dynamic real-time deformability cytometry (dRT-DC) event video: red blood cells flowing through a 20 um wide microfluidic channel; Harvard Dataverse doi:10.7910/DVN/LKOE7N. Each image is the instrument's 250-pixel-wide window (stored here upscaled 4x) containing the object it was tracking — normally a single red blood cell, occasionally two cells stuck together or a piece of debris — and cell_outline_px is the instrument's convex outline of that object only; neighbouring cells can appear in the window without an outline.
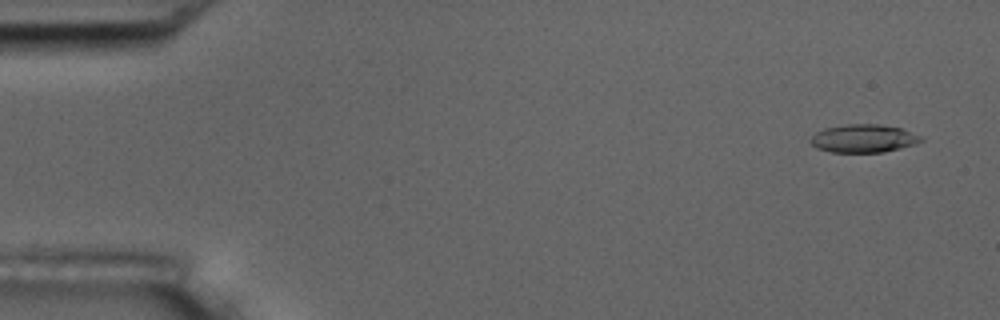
{"species": "common noctule bat (a hibernating species)", "species_latin": "Nyctalus noctula", "temperature_condition": "room temperature", "stored_images_in_passage": 8, "camera_frame_rate_fps": 3000, "um_per_image_px": 0.085, "animal": {"sex": "male", "body_mass_g": 17.5, "forearm_length_mm": 52.3}, "frame": {"image": 1, "passage_image": 1, "time_ms": 0.0, "image_size_px": [1000, 320], "cell_outline_px": [[924, 140], [916, 144], [884, 152], [832, 152], [816, 148], [808, 140], [816, 132], [824, 128], [848, 124], [876, 124], [900, 128], [920, 136]], "centroid_in_image_um": [73.37, 11.77], "position_along_channel_um": 11.6, "area_um2": 17.98}}
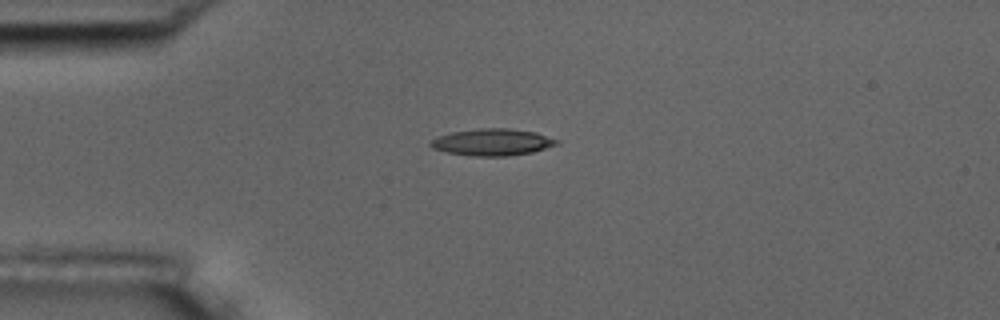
{"frame": {"image": 2, "passage_image": 4, "time_ms": 3.667, "image_size_px": [1000, 320], "cell_outline_px": [[560, 144], [532, 152], [508, 156], [472, 156], [448, 152], [432, 148], [428, 144], [436, 136], [452, 132], [480, 128], [508, 128], [536, 132], [560, 140]], "centroid_in_image_um": [41.87, 12.08], "position_along_channel_um": 43.1, "area_um2": 19.83}}
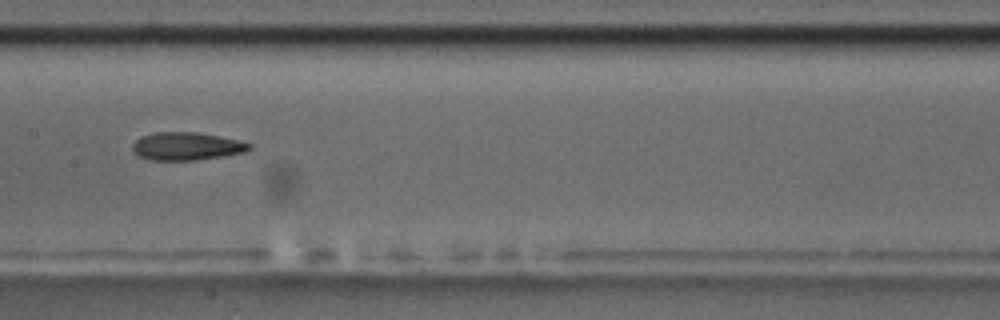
{"frame": {"image": 3, "passage_image": 8, "time_ms": 8.333, "image_size_px": [1000, 320], "cell_outline_px": [[252, 148], [244, 152], [196, 160], [148, 160], [132, 152], [132, 144], [140, 136], [156, 132], [196, 132], [236, 140], [252, 144]], "centroid_in_image_um": [15.8, 12.43], "position_along_channel_um": 191.6, "area_um2": 18.84}}